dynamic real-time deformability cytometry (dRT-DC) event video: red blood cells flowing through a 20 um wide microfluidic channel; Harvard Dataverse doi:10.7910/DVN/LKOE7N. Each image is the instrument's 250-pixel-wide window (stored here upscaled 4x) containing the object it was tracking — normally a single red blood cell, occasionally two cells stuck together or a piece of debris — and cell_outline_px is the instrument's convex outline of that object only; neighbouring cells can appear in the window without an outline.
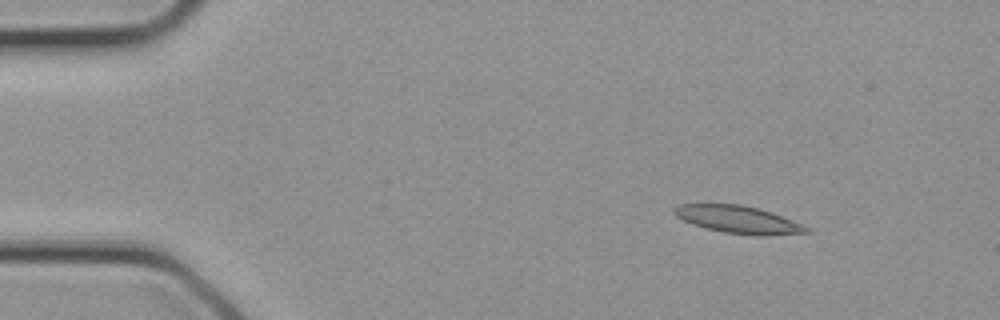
{"species": "common noctule bat (a hibernating species)", "species_latin": "Nyctalus noctula", "temperature_condition": "cold", "stored_images_in_passage": 3, "camera_frame_rate_fps": 3000, "um_per_image_px": 0.085, "animal": {"sex": "female", "body_mass_g": 21.9}, "frame": {"image": 1, "passage_image": 2, "time_ms": 0.333, "image_size_px": [1000, 320], "cell_outline_px": [[812, 232], [756, 236], [724, 232], [692, 224], [676, 216], [672, 212], [672, 208], [676, 204], [740, 204], [772, 212], [812, 228]], "centroid_in_image_um": [62.75, 18.66], "position_along_channel_um": 22.2, "area_um2": 21.15}}